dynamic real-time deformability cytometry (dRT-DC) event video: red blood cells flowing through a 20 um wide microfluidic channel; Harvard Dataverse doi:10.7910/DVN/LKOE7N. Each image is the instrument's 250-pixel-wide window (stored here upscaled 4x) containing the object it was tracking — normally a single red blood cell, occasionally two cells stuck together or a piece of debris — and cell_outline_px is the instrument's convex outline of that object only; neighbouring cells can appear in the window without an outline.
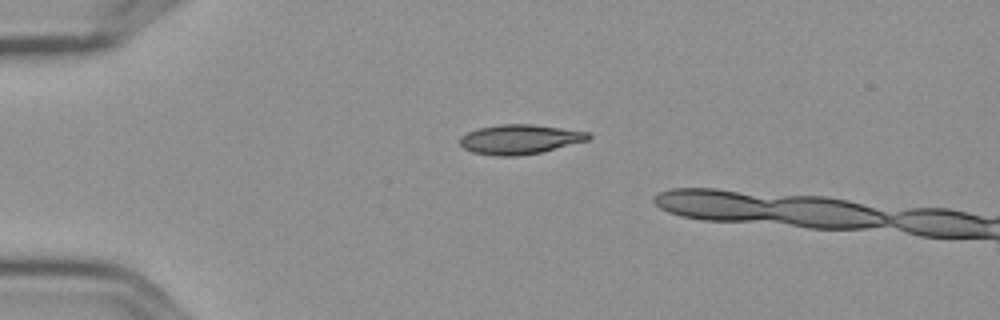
{"species": "Egyptian fruit bat (a non-hibernating species)", "species_latin": "Rousettus aegyptiacus", "temperature_condition": "cold", "stored_images_in_passage": 3, "camera_frame_rate_fps": 3000, "um_per_image_px": 0.085, "frame": {"image": 1, "passage_image": 1, "time_ms": 0.0, "image_size_px": [1000, 320], "cell_outline_px": [[592, 136], [588, 140], [540, 152], [516, 156], [496, 156], [472, 152], [464, 148], [460, 144], [460, 136], [468, 132], [480, 128], [500, 124], [532, 124], [588, 132]], "centroid_in_image_um": [44.16, 11.84], "position_along_channel_um": 40.8, "area_um2": 21.91}}